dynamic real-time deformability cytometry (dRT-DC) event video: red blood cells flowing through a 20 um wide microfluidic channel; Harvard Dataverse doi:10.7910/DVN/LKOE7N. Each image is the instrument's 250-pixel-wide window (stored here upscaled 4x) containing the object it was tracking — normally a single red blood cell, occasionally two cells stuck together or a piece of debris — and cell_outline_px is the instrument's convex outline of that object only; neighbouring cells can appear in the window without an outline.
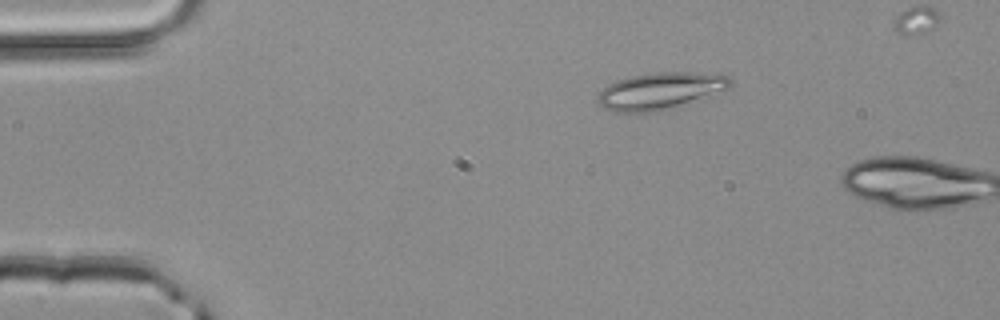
{"species": "common noctule bat (a hibernating species)", "species_latin": "Nyctalus noctula", "temperature_condition": "room temperature", "stored_images_in_passage": 2, "camera_frame_rate_fps": 3000, "um_per_image_px": 0.085, "animal": {"sex": "male", "body_mass_g": 20.4}, "frame": {"image": 1, "passage_image": 1, "time_ms": 0.0, "image_size_px": [1000, 320], "cell_outline_px": [[732, 84], [728, 88], [664, 108], [648, 112], [612, 112], [604, 108], [596, 100], [600, 92], [608, 84], [628, 76], [656, 72], [688, 72], [728, 76], [732, 80]], "centroid_in_image_um": [56.0, 7.7], "position_along_channel_um": 29.0, "area_um2": 27.34}}